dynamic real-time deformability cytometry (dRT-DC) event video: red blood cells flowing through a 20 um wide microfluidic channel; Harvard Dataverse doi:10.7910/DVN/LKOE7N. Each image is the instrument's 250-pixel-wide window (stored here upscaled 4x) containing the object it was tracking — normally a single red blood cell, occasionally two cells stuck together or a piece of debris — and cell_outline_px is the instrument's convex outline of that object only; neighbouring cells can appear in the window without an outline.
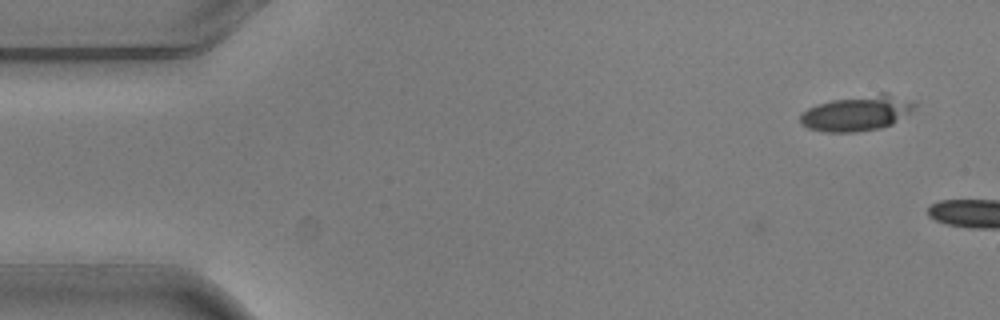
{"species": "common noctule bat (a hibernating species)", "species_latin": "Nyctalus noctula", "temperature_condition": "warm", "stored_images_in_passage": 3, "camera_frame_rate_fps": 3000, "um_per_image_px": 0.085, "animal": {"sex": "male", "body_mass_g": 20.5, "forearm_length_mm": 52.5}, "frame": {"image": 1, "passage_image": 3, "time_ms": 0.667, "image_size_px": [1000, 320], "cell_outline_px": [[916, 104], [912, 112], [892, 124], [880, 128], [856, 132], [824, 132], [808, 128], [800, 124], [800, 116], [808, 108], [816, 104], [832, 100], [880, 92], [888, 92], [916, 100]], "centroid_in_image_um": [72.91, 9.59], "position_along_channel_um": 12.1, "area_um2": 24.04}}